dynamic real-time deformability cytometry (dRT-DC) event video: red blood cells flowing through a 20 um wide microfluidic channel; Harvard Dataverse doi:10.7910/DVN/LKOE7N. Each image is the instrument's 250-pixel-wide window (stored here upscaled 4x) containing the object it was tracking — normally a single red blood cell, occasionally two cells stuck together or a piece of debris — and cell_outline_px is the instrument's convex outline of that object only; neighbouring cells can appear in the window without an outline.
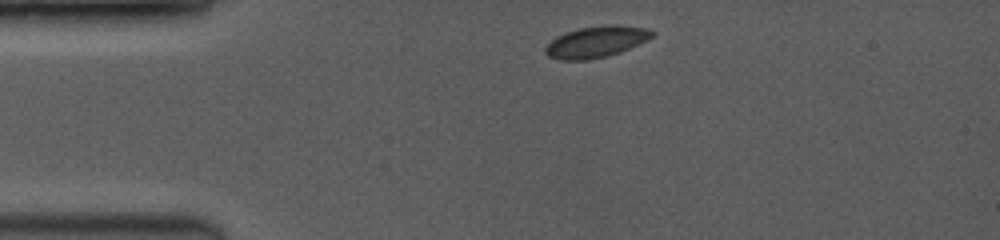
{"species": "common noctule bat (a hibernating species)", "species_latin": "Nyctalus noctula", "temperature_condition": "room temperature", "stored_images_in_passage": 16, "camera_frame_rate_fps": 3500, "um_per_image_px": 0.085, "animal": {"sex": "female", "body_mass_g": 19.0, "forearm_length_mm": 53.3}, "frame": {"image": 1, "passage_image": 1, "time_ms": 0.0, "image_size_px": [1000, 240], "cell_outline_px": [[656, 32], [648, 40], [620, 52], [608, 56], [588, 60], [560, 60], [548, 56], [544, 52], [544, 48], [552, 40], [568, 32], [580, 28], [644, 28]], "centroid_in_image_um": [50.62, 3.64], "position_along_channel_um": 34.4, "area_um2": 18.32}}
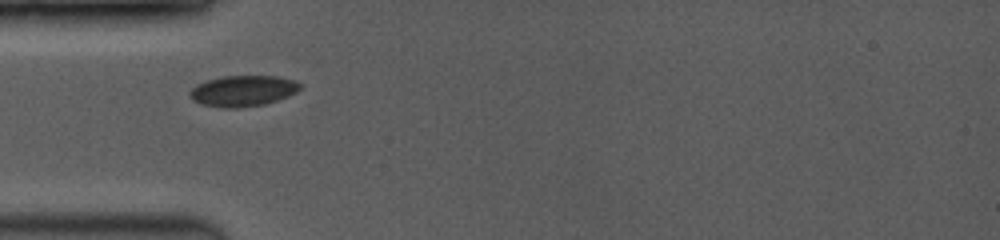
{"frame": {"image": 2, "passage_image": 8, "time_ms": 1.714, "image_size_px": [1000, 240], "cell_outline_px": [[300, 88], [296, 92], [288, 96], [264, 104], [240, 108], [220, 108], [200, 104], [192, 100], [188, 96], [188, 92], [196, 84], [208, 80], [224, 76], [276, 76], [292, 80], [300, 84]], "centroid_in_image_um": [20.58, 7.74], "position_along_channel_um": 64.4, "area_um2": 19.88}}
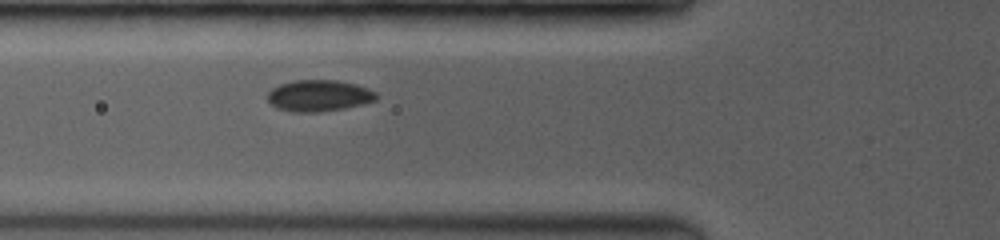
{"frame": {"image": 3, "passage_image": 13, "time_ms": 2.571, "image_size_px": [1000, 240], "cell_outline_px": [[380, 96], [376, 100], [364, 104], [344, 108], [320, 112], [292, 112], [276, 108], [268, 100], [268, 92], [272, 88], [280, 84], [292, 80], [336, 80], [356, 84], [368, 88], [376, 92]], "centroid_in_image_um": [27.13, 8.13], "position_along_channel_um": 98.7, "area_um2": 20.11}}